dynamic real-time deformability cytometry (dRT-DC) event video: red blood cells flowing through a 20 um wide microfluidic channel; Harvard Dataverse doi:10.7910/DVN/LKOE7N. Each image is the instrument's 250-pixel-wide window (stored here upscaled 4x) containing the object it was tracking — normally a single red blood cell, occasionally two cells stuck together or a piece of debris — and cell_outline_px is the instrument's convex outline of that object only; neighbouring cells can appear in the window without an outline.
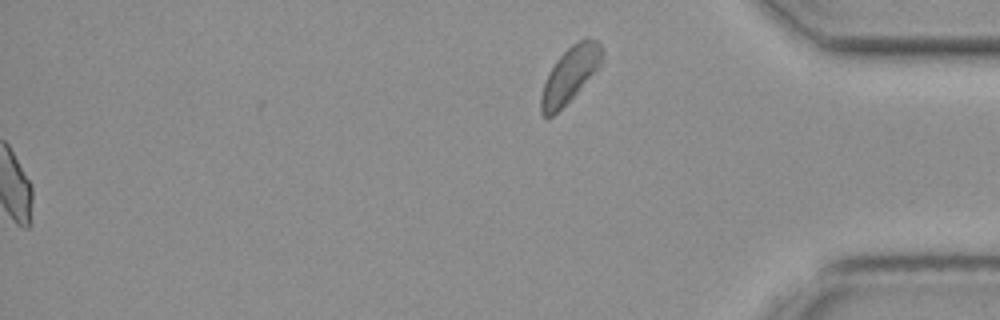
{"species": "common noctule bat (a hibernating species)", "species_latin": "Nyctalus noctula", "temperature_condition": "cold", "stored_images_in_passage": 51, "segment_of_instrument_passage": [2, 2], "camera_frame_rate_fps": 3000, "um_per_image_px": 0.085, "animal": {"sex": "female", "body_mass_g": 19.3, "forearm_length_mm": 54.1}, "frame": {"image": 1, "passage_image": 51, "time_ms": 16.667, "image_size_px": [1000, 320], "cell_outline_px": [[604, 56], [600, 64], [576, 92], [552, 116], [544, 116], [540, 112], [540, 96], [544, 84], [556, 60], [572, 44], [580, 40], [596, 40], [600, 44], [604, 52]], "centroid_in_image_um": [48.43, 6.33], "position_along_channel_um": 386.8, "area_um2": 18.79}}